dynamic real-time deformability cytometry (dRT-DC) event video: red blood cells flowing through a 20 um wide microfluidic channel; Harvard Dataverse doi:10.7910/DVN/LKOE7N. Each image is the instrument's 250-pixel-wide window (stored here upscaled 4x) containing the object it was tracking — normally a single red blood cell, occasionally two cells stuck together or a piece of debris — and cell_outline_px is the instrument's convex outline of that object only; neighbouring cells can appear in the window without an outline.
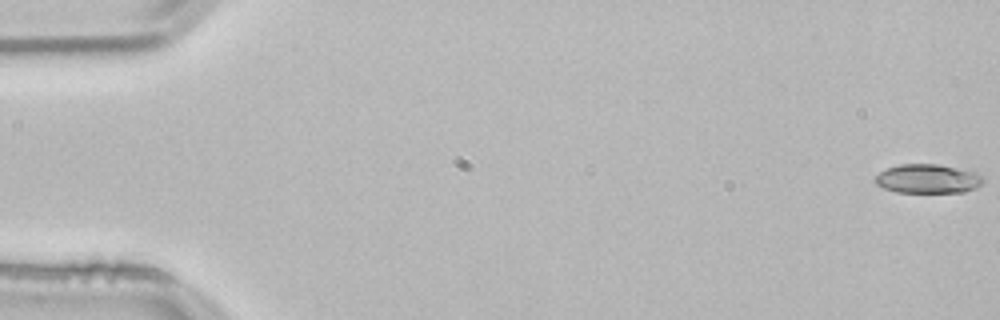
{"species": "common noctule bat (a hibernating species)", "species_latin": "Nyctalus noctula", "temperature_condition": "room temperature", "stored_images_in_passage": 54, "camera_frame_rate_fps": 3000, "um_per_image_px": 0.085, "animal": {"sex": "male", "body_mass_g": 21.5, "forearm_length_mm": 52.0}, "frame": {"image": 1, "passage_image": 1, "time_ms": 0.0, "image_size_px": [1000, 320], "cell_outline_px": [[984, 180], [976, 188], [964, 192], [896, 192], [884, 188], [876, 184], [872, 180], [880, 172], [888, 168], [900, 164], [936, 164], [976, 172]], "centroid_in_image_um": [78.83, 15.2], "position_along_channel_um": 6.2, "area_um2": 18.15}}
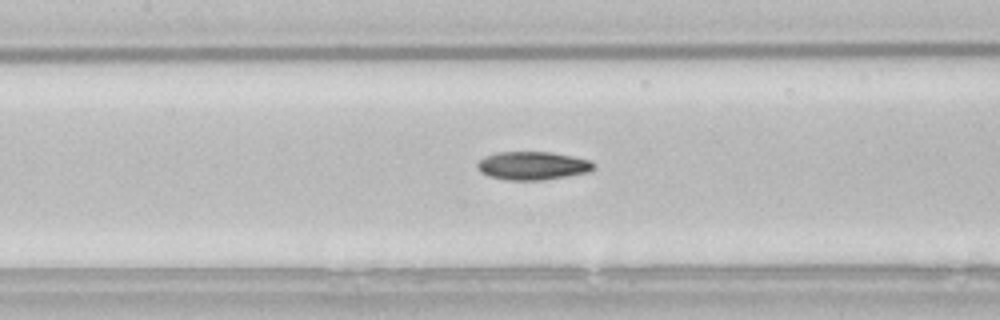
{"frame": {"image": 2, "passage_image": 25, "time_ms": 8.0, "image_size_px": [1000, 320], "cell_outline_px": [[592, 168], [588, 172], [540, 180], [508, 180], [488, 176], [480, 172], [476, 164], [484, 156], [496, 152], [552, 152], [572, 156], [588, 160], [592, 164]], "centroid_in_image_um": [45.19, 14.07], "position_along_channel_um": 162.2, "area_um2": 18.9}}
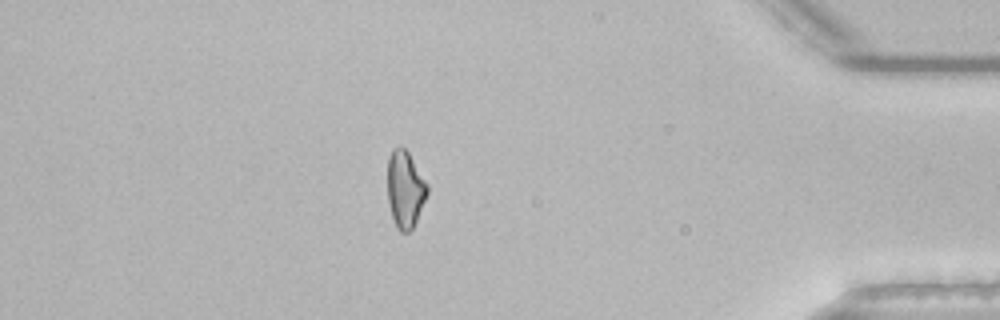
{"frame": {"image": 3, "passage_image": 47, "time_ms": 15.333, "image_size_px": [1000, 320], "cell_outline_px": [[428, 192], [416, 220], [412, 228], [408, 232], [400, 232], [396, 228], [392, 216], [388, 200], [388, 156], [392, 148], [400, 144], [408, 152], [428, 184]], "centroid_in_image_um": [34.42, 16.05], "position_along_channel_um": 400.8, "area_um2": 17.8}, "authors_computed_cell_mechanics": {"area_um2": 18.4093, "velocity_mm_per_s": 3.8243, "shape_relaxation_time_tau1_ms": 10.8917, "shape_relaxation_time_tau2_ms": 8.9385, "deformation_change_tau1": 0.2097, "deformation_change_tau2": 0.1726}}